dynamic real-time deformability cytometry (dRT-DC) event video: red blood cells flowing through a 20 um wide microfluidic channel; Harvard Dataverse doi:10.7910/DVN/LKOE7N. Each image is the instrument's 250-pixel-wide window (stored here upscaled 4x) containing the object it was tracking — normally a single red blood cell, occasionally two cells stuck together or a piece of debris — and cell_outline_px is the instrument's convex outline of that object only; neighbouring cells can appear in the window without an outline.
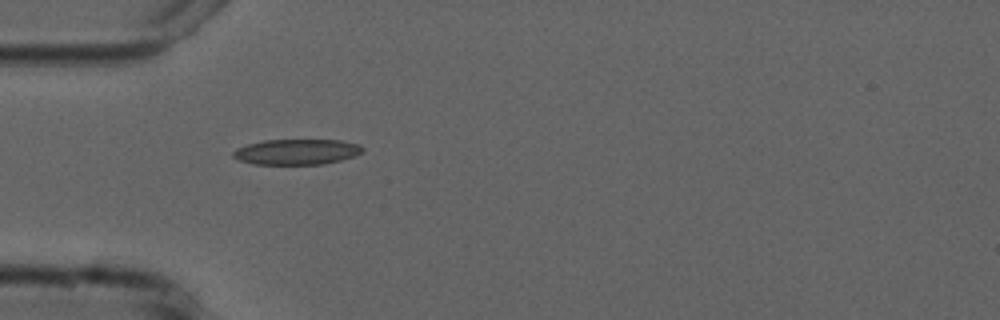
{"species": "common noctule bat (a hibernating species)", "species_latin": "Nyctalus noctula", "temperature_condition": "cold", "stored_images_in_passage": 5, "camera_frame_rate_fps": 3000, "um_per_image_px": 0.085, "animal": {"sex": "male", "forearm_length_mm": 52.5}, "frame": {"image": 1, "passage_image": 4, "time_ms": 4.333, "image_size_px": [1000, 320], "cell_outline_px": [[364, 148], [360, 152], [352, 156], [340, 160], [324, 164], [252, 164], [240, 160], [232, 156], [232, 152], [236, 148], [248, 144], [264, 140], [340, 140], [360, 144]], "centroid_in_image_um": [25.19, 12.9], "position_along_channel_um": 59.8, "area_um2": 19.13}}
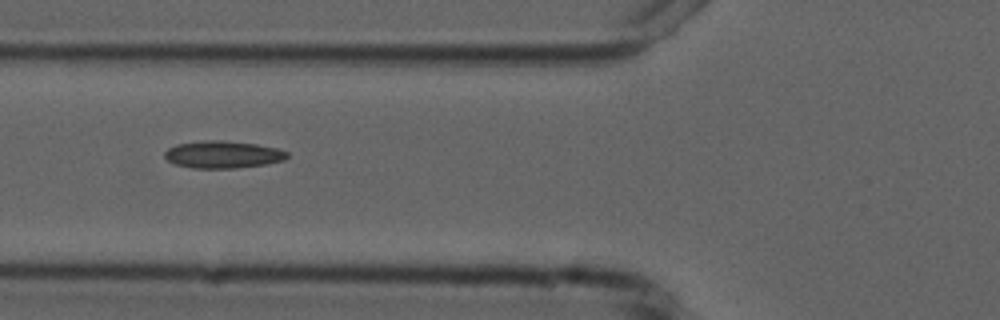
{"frame": {"image": 2, "passage_image": 5, "time_ms": 5.667, "image_size_px": [1000, 320], "cell_outline_px": [[288, 156], [284, 160], [268, 164], [236, 168], [192, 168], [176, 164], [168, 160], [164, 156], [164, 152], [168, 148], [176, 144], [204, 140], [220, 140], [256, 144], [276, 148], [288, 152]], "centroid_in_image_um": [18.94, 13.13], "position_along_channel_um": 106.9, "area_um2": 19.48}}